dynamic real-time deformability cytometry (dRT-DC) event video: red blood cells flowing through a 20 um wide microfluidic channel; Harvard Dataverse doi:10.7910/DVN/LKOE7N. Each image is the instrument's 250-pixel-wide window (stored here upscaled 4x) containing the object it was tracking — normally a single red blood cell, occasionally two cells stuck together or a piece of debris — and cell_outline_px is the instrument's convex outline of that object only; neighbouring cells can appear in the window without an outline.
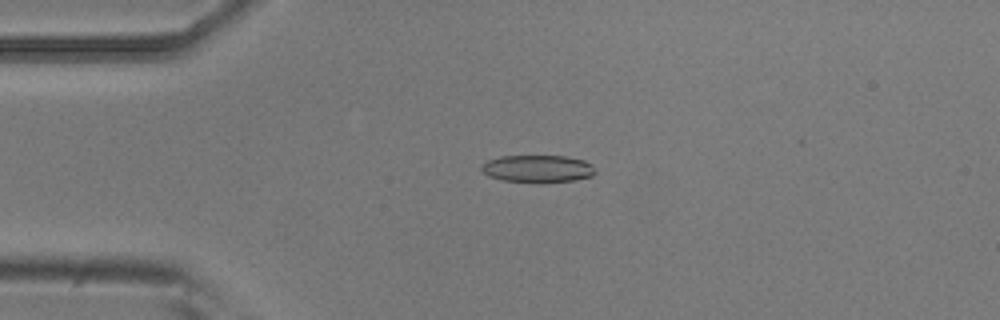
{"species": "common noctule bat (a hibernating species)", "species_latin": "Nyctalus noctula", "temperature_condition": "room temperature", "stored_images_in_passage": 4, "camera_frame_rate_fps": 3000, "um_per_image_px": 0.085, "animal": {"sex": "male", "body_mass_g": 20.5, "forearm_length_mm": 52.5}, "frame": {"image": 1, "passage_image": 3, "time_ms": 0.667, "image_size_px": [1000, 320], "cell_outline_px": [[596, 172], [592, 176], [572, 180], [504, 180], [488, 176], [480, 172], [480, 164], [488, 160], [500, 156], [564, 156], [584, 160], [592, 164], [596, 168]], "centroid_in_image_um": [45.67, 14.29], "position_along_channel_um": 39.3, "area_um2": 17.63}}